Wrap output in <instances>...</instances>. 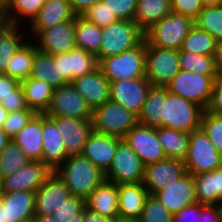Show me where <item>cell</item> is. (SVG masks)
Wrapping results in <instances>:
<instances>
[{"instance_id":"6da1fadb","label":"cell","mask_w":222,"mask_h":222,"mask_svg":"<svg viewBox=\"0 0 222 222\" xmlns=\"http://www.w3.org/2000/svg\"><path fill=\"white\" fill-rule=\"evenodd\" d=\"M54 172L65 183L71 195L84 200L106 180L105 173L82 154L68 156Z\"/></svg>"},{"instance_id":"7a4b0ae2","label":"cell","mask_w":222,"mask_h":222,"mask_svg":"<svg viewBox=\"0 0 222 222\" xmlns=\"http://www.w3.org/2000/svg\"><path fill=\"white\" fill-rule=\"evenodd\" d=\"M204 109L164 87L163 127L190 133L201 128Z\"/></svg>"},{"instance_id":"3957f363","label":"cell","mask_w":222,"mask_h":222,"mask_svg":"<svg viewBox=\"0 0 222 222\" xmlns=\"http://www.w3.org/2000/svg\"><path fill=\"white\" fill-rule=\"evenodd\" d=\"M102 40L96 54L98 63L106 57L121 54L136 47L143 39L144 32L132 20H117L101 28Z\"/></svg>"},{"instance_id":"277c9868","label":"cell","mask_w":222,"mask_h":222,"mask_svg":"<svg viewBox=\"0 0 222 222\" xmlns=\"http://www.w3.org/2000/svg\"><path fill=\"white\" fill-rule=\"evenodd\" d=\"M146 41L121 54L103 58L98 66L110 81L145 78Z\"/></svg>"},{"instance_id":"5b68a950","label":"cell","mask_w":222,"mask_h":222,"mask_svg":"<svg viewBox=\"0 0 222 222\" xmlns=\"http://www.w3.org/2000/svg\"><path fill=\"white\" fill-rule=\"evenodd\" d=\"M93 131L123 139L138 124V115L113 100L92 111Z\"/></svg>"},{"instance_id":"8992f818","label":"cell","mask_w":222,"mask_h":222,"mask_svg":"<svg viewBox=\"0 0 222 222\" xmlns=\"http://www.w3.org/2000/svg\"><path fill=\"white\" fill-rule=\"evenodd\" d=\"M193 26L191 18L171 11L144 32V39L151 46L180 50Z\"/></svg>"},{"instance_id":"52a82bcc","label":"cell","mask_w":222,"mask_h":222,"mask_svg":"<svg viewBox=\"0 0 222 222\" xmlns=\"http://www.w3.org/2000/svg\"><path fill=\"white\" fill-rule=\"evenodd\" d=\"M181 70L179 50L151 46L146 42L145 78L155 87H166Z\"/></svg>"},{"instance_id":"ba28073f","label":"cell","mask_w":222,"mask_h":222,"mask_svg":"<svg viewBox=\"0 0 222 222\" xmlns=\"http://www.w3.org/2000/svg\"><path fill=\"white\" fill-rule=\"evenodd\" d=\"M189 174H200L222 167V155L202 128L189 133V147L183 161Z\"/></svg>"},{"instance_id":"9c48e42d","label":"cell","mask_w":222,"mask_h":222,"mask_svg":"<svg viewBox=\"0 0 222 222\" xmlns=\"http://www.w3.org/2000/svg\"><path fill=\"white\" fill-rule=\"evenodd\" d=\"M218 76L180 70L166 88L169 92L179 95L206 110L210 104L214 82Z\"/></svg>"},{"instance_id":"30bf717a","label":"cell","mask_w":222,"mask_h":222,"mask_svg":"<svg viewBox=\"0 0 222 222\" xmlns=\"http://www.w3.org/2000/svg\"><path fill=\"white\" fill-rule=\"evenodd\" d=\"M145 166L138 154L125 142L118 138L115 156L105 179L116 184L140 183L144 179Z\"/></svg>"},{"instance_id":"8fae6325","label":"cell","mask_w":222,"mask_h":222,"mask_svg":"<svg viewBox=\"0 0 222 222\" xmlns=\"http://www.w3.org/2000/svg\"><path fill=\"white\" fill-rule=\"evenodd\" d=\"M46 116L92 119V110L70 83L54 89Z\"/></svg>"},{"instance_id":"7c38bea8","label":"cell","mask_w":222,"mask_h":222,"mask_svg":"<svg viewBox=\"0 0 222 222\" xmlns=\"http://www.w3.org/2000/svg\"><path fill=\"white\" fill-rule=\"evenodd\" d=\"M123 139L138 154L144 166L167 158L158 141L157 127L138 123Z\"/></svg>"},{"instance_id":"4fadbf2b","label":"cell","mask_w":222,"mask_h":222,"mask_svg":"<svg viewBox=\"0 0 222 222\" xmlns=\"http://www.w3.org/2000/svg\"><path fill=\"white\" fill-rule=\"evenodd\" d=\"M75 19H70L41 31L34 39L38 50L57 55L77 48L75 40Z\"/></svg>"},{"instance_id":"5bb4252c","label":"cell","mask_w":222,"mask_h":222,"mask_svg":"<svg viewBox=\"0 0 222 222\" xmlns=\"http://www.w3.org/2000/svg\"><path fill=\"white\" fill-rule=\"evenodd\" d=\"M151 87L146 78L110 82V99L138 115Z\"/></svg>"},{"instance_id":"9a60e30c","label":"cell","mask_w":222,"mask_h":222,"mask_svg":"<svg viewBox=\"0 0 222 222\" xmlns=\"http://www.w3.org/2000/svg\"><path fill=\"white\" fill-rule=\"evenodd\" d=\"M187 173L184 162L166 158L145 166L143 184L150 194L174 184Z\"/></svg>"},{"instance_id":"2e32d148","label":"cell","mask_w":222,"mask_h":222,"mask_svg":"<svg viewBox=\"0 0 222 222\" xmlns=\"http://www.w3.org/2000/svg\"><path fill=\"white\" fill-rule=\"evenodd\" d=\"M52 172L42 161H31L14 174L2 178V193L36 192Z\"/></svg>"},{"instance_id":"e0dca14e","label":"cell","mask_w":222,"mask_h":222,"mask_svg":"<svg viewBox=\"0 0 222 222\" xmlns=\"http://www.w3.org/2000/svg\"><path fill=\"white\" fill-rule=\"evenodd\" d=\"M153 196L172 215L183 208L197 203L195 195V181L192 174L188 172L174 184L166 186L165 189L156 191Z\"/></svg>"},{"instance_id":"ac0fdd59","label":"cell","mask_w":222,"mask_h":222,"mask_svg":"<svg viewBox=\"0 0 222 222\" xmlns=\"http://www.w3.org/2000/svg\"><path fill=\"white\" fill-rule=\"evenodd\" d=\"M56 124L68 156L81 154L88 136L93 131L91 119L49 116Z\"/></svg>"},{"instance_id":"d6986e66","label":"cell","mask_w":222,"mask_h":222,"mask_svg":"<svg viewBox=\"0 0 222 222\" xmlns=\"http://www.w3.org/2000/svg\"><path fill=\"white\" fill-rule=\"evenodd\" d=\"M75 17L76 14L73 12L69 0H45L39 12L28 24L27 33L30 37L26 38L31 40V36L35 38L41 31L75 19Z\"/></svg>"},{"instance_id":"ffe728a7","label":"cell","mask_w":222,"mask_h":222,"mask_svg":"<svg viewBox=\"0 0 222 222\" xmlns=\"http://www.w3.org/2000/svg\"><path fill=\"white\" fill-rule=\"evenodd\" d=\"M71 84L92 111L110 100V81L99 66L92 72L73 79Z\"/></svg>"},{"instance_id":"44dd1931","label":"cell","mask_w":222,"mask_h":222,"mask_svg":"<svg viewBox=\"0 0 222 222\" xmlns=\"http://www.w3.org/2000/svg\"><path fill=\"white\" fill-rule=\"evenodd\" d=\"M70 196L71 193L65 183L53 171L35 192V216L52 215Z\"/></svg>"},{"instance_id":"7402d4cb","label":"cell","mask_w":222,"mask_h":222,"mask_svg":"<svg viewBox=\"0 0 222 222\" xmlns=\"http://www.w3.org/2000/svg\"><path fill=\"white\" fill-rule=\"evenodd\" d=\"M117 145V137L92 131L81 154L106 173L112 164Z\"/></svg>"},{"instance_id":"603a6c76","label":"cell","mask_w":222,"mask_h":222,"mask_svg":"<svg viewBox=\"0 0 222 222\" xmlns=\"http://www.w3.org/2000/svg\"><path fill=\"white\" fill-rule=\"evenodd\" d=\"M42 162L54 171L68 157L55 122L42 114Z\"/></svg>"},{"instance_id":"cb8c5ba5","label":"cell","mask_w":222,"mask_h":222,"mask_svg":"<svg viewBox=\"0 0 222 222\" xmlns=\"http://www.w3.org/2000/svg\"><path fill=\"white\" fill-rule=\"evenodd\" d=\"M118 184L105 180L85 199V207L104 217H119Z\"/></svg>"},{"instance_id":"d4e9b609","label":"cell","mask_w":222,"mask_h":222,"mask_svg":"<svg viewBox=\"0 0 222 222\" xmlns=\"http://www.w3.org/2000/svg\"><path fill=\"white\" fill-rule=\"evenodd\" d=\"M97 67L96 55L83 49L75 48L67 53L59 54L60 75H63L69 82L92 72Z\"/></svg>"},{"instance_id":"484cf974","label":"cell","mask_w":222,"mask_h":222,"mask_svg":"<svg viewBox=\"0 0 222 222\" xmlns=\"http://www.w3.org/2000/svg\"><path fill=\"white\" fill-rule=\"evenodd\" d=\"M149 192L142 182L118 185L119 216L139 219Z\"/></svg>"},{"instance_id":"4316f807","label":"cell","mask_w":222,"mask_h":222,"mask_svg":"<svg viewBox=\"0 0 222 222\" xmlns=\"http://www.w3.org/2000/svg\"><path fill=\"white\" fill-rule=\"evenodd\" d=\"M1 198L6 221L22 222L35 216V192L2 193Z\"/></svg>"},{"instance_id":"83f0119b","label":"cell","mask_w":222,"mask_h":222,"mask_svg":"<svg viewBox=\"0 0 222 222\" xmlns=\"http://www.w3.org/2000/svg\"><path fill=\"white\" fill-rule=\"evenodd\" d=\"M12 140L32 161H42V114H36Z\"/></svg>"},{"instance_id":"f1b7e54d","label":"cell","mask_w":222,"mask_h":222,"mask_svg":"<svg viewBox=\"0 0 222 222\" xmlns=\"http://www.w3.org/2000/svg\"><path fill=\"white\" fill-rule=\"evenodd\" d=\"M30 77L43 80L54 88L70 83L63 75H60L59 54L42 52L37 49L36 45Z\"/></svg>"},{"instance_id":"f546056e","label":"cell","mask_w":222,"mask_h":222,"mask_svg":"<svg viewBox=\"0 0 222 222\" xmlns=\"http://www.w3.org/2000/svg\"><path fill=\"white\" fill-rule=\"evenodd\" d=\"M23 28V29H22ZM24 25H12L0 22V74L6 73L7 64L16 51L29 39ZM25 31V33L23 32Z\"/></svg>"},{"instance_id":"4dcf8cb0","label":"cell","mask_w":222,"mask_h":222,"mask_svg":"<svg viewBox=\"0 0 222 222\" xmlns=\"http://www.w3.org/2000/svg\"><path fill=\"white\" fill-rule=\"evenodd\" d=\"M197 202L219 205L222 200V167L214 171L193 174Z\"/></svg>"},{"instance_id":"1f68e13d","label":"cell","mask_w":222,"mask_h":222,"mask_svg":"<svg viewBox=\"0 0 222 222\" xmlns=\"http://www.w3.org/2000/svg\"><path fill=\"white\" fill-rule=\"evenodd\" d=\"M21 87L28 108L37 114H44L50 105L55 88L43 80L32 77L23 80Z\"/></svg>"},{"instance_id":"d6a6232c","label":"cell","mask_w":222,"mask_h":222,"mask_svg":"<svg viewBox=\"0 0 222 222\" xmlns=\"http://www.w3.org/2000/svg\"><path fill=\"white\" fill-rule=\"evenodd\" d=\"M170 12V0H137L134 22L145 32Z\"/></svg>"},{"instance_id":"836d02e7","label":"cell","mask_w":222,"mask_h":222,"mask_svg":"<svg viewBox=\"0 0 222 222\" xmlns=\"http://www.w3.org/2000/svg\"><path fill=\"white\" fill-rule=\"evenodd\" d=\"M158 141L167 158L184 161L188 154L189 133L157 127Z\"/></svg>"},{"instance_id":"e575fe53","label":"cell","mask_w":222,"mask_h":222,"mask_svg":"<svg viewBox=\"0 0 222 222\" xmlns=\"http://www.w3.org/2000/svg\"><path fill=\"white\" fill-rule=\"evenodd\" d=\"M164 87L152 86L143 108L138 114V123L150 127H163Z\"/></svg>"},{"instance_id":"d590c367","label":"cell","mask_w":222,"mask_h":222,"mask_svg":"<svg viewBox=\"0 0 222 222\" xmlns=\"http://www.w3.org/2000/svg\"><path fill=\"white\" fill-rule=\"evenodd\" d=\"M32 41L33 39L28 40L16 51L7 64L5 75L19 82L30 77L35 56V42Z\"/></svg>"},{"instance_id":"8d00e7d4","label":"cell","mask_w":222,"mask_h":222,"mask_svg":"<svg viewBox=\"0 0 222 222\" xmlns=\"http://www.w3.org/2000/svg\"><path fill=\"white\" fill-rule=\"evenodd\" d=\"M75 40L77 48L97 54L102 40L101 28L81 15L75 17Z\"/></svg>"},{"instance_id":"74e56055","label":"cell","mask_w":222,"mask_h":222,"mask_svg":"<svg viewBox=\"0 0 222 222\" xmlns=\"http://www.w3.org/2000/svg\"><path fill=\"white\" fill-rule=\"evenodd\" d=\"M0 104L8 112L32 110L26 104L21 82L5 74H0Z\"/></svg>"},{"instance_id":"f35d334b","label":"cell","mask_w":222,"mask_h":222,"mask_svg":"<svg viewBox=\"0 0 222 222\" xmlns=\"http://www.w3.org/2000/svg\"><path fill=\"white\" fill-rule=\"evenodd\" d=\"M180 50L191 54L216 56L217 41L208 32L194 25L183 40Z\"/></svg>"},{"instance_id":"ab89813d","label":"cell","mask_w":222,"mask_h":222,"mask_svg":"<svg viewBox=\"0 0 222 222\" xmlns=\"http://www.w3.org/2000/svg\"><path fill=\"white\" fill-rule=\"evenodd\" d=\"M44 3L45 0H11L2 21L12 25L27 26L22 21L30 23Z\"/></svg>"},{"instance_id":"60d3db41","label":"cell","mask_w":222,"mask_h":222,"mask_svg":"<svg viewBox=\"0 0 222 222\" xmlns=\"http://www.w3.org/2000/svg\"><path fill=\"white\" fill-rule=\"evenodd\" d=\"M179 64L181 70L204 75H220V67L216 56L191 54L179 50Z\"/></svg>"},{"instance_id":"b9f144b4","label":"cell","mask_w":222,"mask_h":222,"mask_svg":"<svg viewBox=\"0 0 222 222\" xmlns=\"http://www.w3.org/2000/svg\"><path fill=\"white\" fill-rule=\"evenodd\" d=\"M31 161L17 144L10 139L5 149L0 153V176L4 178L14 174Z\"/></svg>"},{"instance_id":"7bdbcfd3","label":"cell","mask_w":222,"mask_h":222,"mask_svg":"<svg viewBox=\"0 0 222 222\" xmlns=\"http://www.w3.org/2000/svg\"><path fill=\"white\" fill-rule=\"evenodd\" d=\"M194 25L208 32L217 42L222 40V4L204 7L194 20Z\"/></svg>"},{"instance_id":"ee69618b","label":"cell","mask_w":222,"mask_h":222,"mask_svg":"<svg viewBox=\"0 0 222 222\" xmlns=\"http://www.w3.org/2000/svg\"><path fill=\"white\" fill-rule=\"evenodd\" d=\"M172 213L166 209L152 194L146 199L140 222H172Z\"/></svg>"},{"instance_id":"f6af8a7d","label":"cell","mask_w":222,"mask_h":222,"mask_svg":"<svg viewBox=\"0 0 222 222\" xmlns=\"http://www.w3.org/2000/svg\"><path fill=\"white\" fill-rule=\"evenodd\" d=\"M201 128L222 155V116L214 115L204 110L201 119Z\"/></svg>"},{"instance_id":"bcb514c9","label":"cell","mask_w":222,"mask_h":222,"mask_svg":"<svg viewBox=\"0 0 222 222\" xmlns=\"http://www.w3.org/2000/svg\"><path fill=\"white\" fill-rule=\"evenodd\" d=\"M37 113L34 110H19L8 112L3 124V131L12 139L21 131Z\"/></svg>"},{"instance_id":"7dc6e473","label":"cell","mask_w":222,"mask_h":222,"mask_svg":"<svg viewBox=\"0 0 222 222\" xmlns=\"http://www.w3.org/2000/svg\"><path fill=\"white\" fill-rule=\"evenodd\" d=\"M84 208L85 200L71 195L54 210L52 216L57 222H67L79 215Z\"/></svg>"},{"instance_id":"c3c4849f","label":"cell","mask_w":222,"mask_h":222,"mask_svg":"<svg viewBox=\"0 0 222 222\" xmlns=\"http://www.w3.org/2000/svg\"><path fill=\"white\" fill-rule=\"evenodd\" d=\"M81 16L100 28L107 27L118 20L102 1L88 8Z\"/></svg>"},{"instance_id":"681fc988","label":"cell","mask_w":222,"mask_h":222,"mask_svg":"<svg viewBox=\"0 0 222 222\" xmlns=\"http://www.w3.org/2000/svg\"><path fill=\"white\" fill-rule=\"evenodd\" d=\"M118 20L134 21L137 0H102Z\"/></svg>"},{"instance_id":"f907efd6","label":"cell","mask_w":222,"mask_h":222,"mask_svg":"<svg viewBox=\"0 0 222 222\" xmlns=\"http://www.w3.org/2000/svg\"><path fill=\"white\" fill-rule=\"evenodd\" d=\"M171 11L191 18H197L200 11L204 8L201 0H170Z\"/></svg>"},{"instance_id":"816d5d0a","label":"cell","mask_w":222,"mask_h":222,"mask_svg":"<svg viewBox=\"0 0 222 222\" xmlns=\"http://www.w3.org/2000/svg\"><path fill=\"white\" fill-rule=\"evenodd\" d=\"M206 111L214 115L222 116V75L221 74L214 82L210 104L207 107Z\"/></svg>"},{"instance_id":"f5cc1de1","label":"cell","mask_w":222,"mask_h":222,"mask_svg":"<svg viewBox=\"0 0 222 222\" xmlns=\"http://www.w3.org/2000/svg\"><path fill=\"white\" fill-rule=\"evenodd\" d=\"M201 218V204L195 203L173 214L172 222H199Z\"/></svg>"},{"instance_id":"db71d44e","label":"cell","mask_w":222,"mask_h":222,"mask_svg":"<svg viewBox=\"0 0 222 222\" xmlns=\"http://www.w3.org/2000/svg\"><path fill=\"white\" fill-rule=\"evenodd\" d=\"M222 209L219 205L201 204V218L199 222H221Z\"/></svg>"},{"instance_id":"11a10c76","label":"cell","mask_w":222,"mask_h":222,"mask_svg":"<svg viewBox=\"0 0 222 222\" xmlns=\"http://www.w3.org/2000/svg\"><path fill=\"white\" fill-rule=\"evenodd\" d=\"M102 0H69L71 8L76 15H82L88 8Z\"/></svg>"},{"instance_id":"9f6ffc18","label":"cell","mask_w":222,"mask_h":222,"mask_svg":"<svg viewBox=\"0 0 222 222\" xmlns=\"http://www.w3.org/2000/svg\"><path fill=\"white\" fill-rule=\"evenodd\" d=\"M83 222H114V219L104 217L87 209H83Z\"/></svg>"},{"instance_id":"6f0895ef","label":"cell","mask_w":222,"mask_h":222,"mask_svg":"<svg viewBox=\"0 0 222 222\" xmlns=\"http://www.w3.org/2000/svg\"><path fill=\"white\" fill-rule=\"evenodd\" d=\"M10 141V138L6 135L3 129H0V153L5 149L6 144Z\"/></svg>"},{"instance_id":"680465c9","label":"cell","mask_w":222,"mask_h":222,"mask_svg":"<svg viewBox=\"0 0 222 222\" xmlns=\"http://www.w3.org/2000/svg\"><path fill=\"white\" fill-rule=\"evenodd\" d=\"M216 62L218 66L221 68L222 67V40L217 42Z\"/></svg>"},{"instance_id":"91938a15","label":"cell","mask_w":222,"mask_h":222,"mask_svg":"<svg viewBox=\"0 0 222 222\" xmlns=\"http://www.w3.org/2000/svg\"><path fill=\"white\" fill-rule=\"evenodd\" d=\"M11 0H0V17L2 18L7 12Z\"/></svg>"},{"instance_id":"94428289","label":"cell","mask_w":222,"mask_h":222,"mask_svg":"<svg viewBox=\"0 0 222 222\" xmlns=\"http://www.w3.org/2000/svg\"><path fill=\"white\" fill-rule=\"evenodd\" d=\"M36 222H57L52 215L35 216Z\"/></svg>"},{"instance_id":"6125c7cd","label":"cell","mask_w":222,"mask_h":222,"mask_svg":"<svg viewBox=\"0 0 222 222\" xmlns=\"http://www.w3.org/2000/svg\"><path fill=\"white\" fill-rule=\"evenodd\" d=\"M8 111L0 104V129H2Z\"/></svg>"},{"instance_id":"be15d7a7","label":"cell","mask_w":222,"mask_h":222,"mask_svg":"<svg viewBox=\"0 0 222 222\" xmlns=\"http://www.w3.org/2000/svg\"><path fill=\"white\" fill-rule=\"evenodd\" d=\"M204 7L218 6L222 4V0H201Z\"/></svg>"},{"instance_id":"e7e4bbea","label":"cell","mask_w":222,"mask_h":222,"mask_svg":"<svg viewBox=\"0 0 222 222\" xmlns=\"http://www.w3.org/2000/svg\"><path fill=\"white\" fill-rule=\"evenodd\" d=\"M114 222H140L139 219L135 218H123V217H116Z\"/></svg>"},{"instance_id":"03108f58","label":"cell","mask_w":222,"mask_h":222,"mask_svg":"<svg viewBox=\"0 0 222 222\" xmlns=\"http://www.w3.org/2000/svg\"><path fill=\"white\" fill-rule=\"evenodd\" d=\"M67 222H83V210L79 215L73 217V219H71Z\"/></svg>"},{"instance_id":"003e7915","label":"cell","mask_w":222,"mask_h":222,"mask_svg":"<svg viewBox=\"0 0 222 222\" xmlns=\"http://www.w3.org/2000/svg\"><path fill=\"white\" fill-rule=\"evenodd\" d=\"M2 208H3L2 198H1V195H0V222H8V221L5 220V216H4V212H3Z\"/></svg>"},{"instance_id":"a7ac6f4b","label":"cell","mask_w":222,"mask_h":222,"mask_svg":"<svg viewBox=\"0 0 222 222\" xmlns=\"http://www.w3.org/2000/svg\"><path fill=\"white\" fill-rule=\"evenodd\" d=\"M22 222H36V219H35V216H33L29 219L23 220Z\"/></svg>"},{"instance_id":"89a4df30","label":"cell","mask_w":222,"mask_h":222,"mask_svg":"<svg viewBox=\"0 0 222 222\" xmlns=\"http://www.w3.org/2000/svg\"><path fill=\"white\" fill-rule=\"evenodd\" d=\"M2 194V177L0 176V195Z\"/></svg>"},{"instance_id":"2644e50d","label":"cell","mask_w":222,"mask_h":222,"mask_svg":"<svg viewBox=\"0 0 222 222\" xmlns=\"http://www.w3.org/2000/svg\"><path fill=\"white\" fill-rule=\"evenodd\" d=\"M219 206H220V208L222 209V200H221V202H220Z\"/></svg>"}]
</instances>
